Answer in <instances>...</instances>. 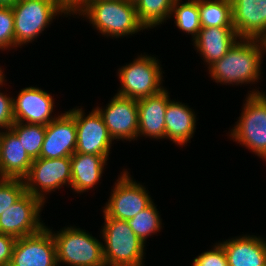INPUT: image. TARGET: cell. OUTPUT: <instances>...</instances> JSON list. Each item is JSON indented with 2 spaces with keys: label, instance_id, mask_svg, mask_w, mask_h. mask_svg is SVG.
Wrapping results in <instances>:
<instances>
[{
  "label": "cell",
  "instance_id": "cell-12",
  "mask_svg": "<svg viewBox=\"0 0 266 266\" xmlns=\"http://www.w3.org/2000/svg\"><path fill=\"white\" fill-rule=\"evenodd\" d=\"M106 105L104 109L98 106L95 109L105 122L110 137L117 141L137 140L139 122L137 100L115 94Z\"/></svg>",
  "mask_w": 266,
  "mask_h": 266
},
{
  "label": "cell",
  "instance_id": "cell-13",
  "mask_svg": "<svg viewBox=\"0 0 266 266\" xmlns=\"http://www.w3.org/2000/svg\"><path fill=\"white\" fill-rule=\"evenodd\" d=\"M9 266H58L55 241L47 226L16 239Z\"/></svg>",
  "mask_w": 266,
  "mask_h": 266
},
{
  "label": "cell",
  "instance_id": "cell-36",
  "mask_svg": "<svg viewBox=\"0 0 266 266\" xmlns=\"http://www.w3.org/2000/svg\"><path fill=\"white\" fill-rule=\"evenodd\" d=\"M263 44L264 53L266 52V36L261 39Z\"/></svg>",
  "mask_w": 266,
  "mask_h": 266
},
{
  "label": "cell",
  "instance_id": "cell-8",
  "mask_svg": "<svg viewBox=\"0 0 266 266\" xmlns=\"http://www.w3.org/2000/svg\"><path fill=\"white\" fill-rule=\"evenodd\" d=\"M126 170V171H125ZM118 177L111 196L103 208V212L111 218L127 221L134 218L139 212L147 208L152 202L146 188L130 177L124 169Z\"/></svg>",
  "mask_w": 266,
  "mask_h": 266
},
{
  "label": "cell",
  "instance_id": "cell-24",
  "mask_svg": "<svg viewBox=\"0 0 266 266\" xmlns=\"http://www.w3.org/2000/svg\"><path fill=\"white\" fill-rule=\"evenodd\" d=\"M138 20L146 29H153L171 17L175 0H133Z\"/></svg>",
  "mask_w": 266,
  "mask_h": 266
},
{
  "label": "cell",
  "instance_id": "cell-17",
  "mask_svg": "<svg viewBox=\"0 0 266 266\" xmlns=\"http://www.w3.org/2000/svg\"><path fill=\"white\" fill-rule=\"evenodd\" d=\"M170 95L163 89L155 95L137 100L138 103V137L164 139L165 138V112Z\"/></svg>",
  "mask_w": 266,
  "mask_h": 266
},
{
  "label": "cell",
  "instance_id": "cell-18",
  "mask_svg": "<svg viewBox=\"0 0 266 266\" xmlns=\"http://www.w3.org/2000/svg\"><path fill=\"white\" fill-rule=\"evenodd\" d=\"M265 238L243 235L218 242L225 251L228 266H266Z\"/></svg>",
  "mask_w": 266,
  "mask_h": 266
},
{
  "label": "cell",
  "instance_id": "cell-25",
  "mask_svg": "<svg viewBox=\"0 0 266 266\" xmlns=\"http://www.w3.org/2000/svg\"><path fill=\"white\" fill-rule=\"evenodd\" d=\"M175 19V25L184 33L191 34L194 39L201 30L198 0H175L172 6L171 16Z\"/></svg>",
  "mask_w": 266,
  "mask_h": 266
},
{
  "label": "cell",
  "instance_id": "cell-15",
  "mask_svg": "<svg viewBox=\"0 0 266 266\" xmlns=\"http://www.w3.org/2000/svg\"><path fill=\"white\" fill-rule=\"evenodd\" d=\"M76 144L75 118L68 111H65L46 125V133L39 158L70 157L76 152Z\"/></svg>",
  "mask_w": 266,
  "mask_h": 266
},
{
  "label": "cell",
  "instance_id": "cell-19",
  "mask_svg": "<svg viewBox=\"0 0 266 266\" xmlns=\"http://www.w3.org/2000/svg\"><path fill=\"white\" fill-rule=\"evenodd\" d=\"M239 39L233 27H208L201 28L192 41L209 67L227 54Z\"/></svg>",
  "mask_w": 266,
  "mask_h": 266
},
{
  "label": "cell",
  "instance_id": "cell-23",
  "mask_svg": "<svg viewBox=\"0 0 266 266\" xmlns=\"http://www.w3.org/2000/svg\"><path fill=\"white\" fill-rule=\"evenodd\" d=\"M202 28L233 27L231 0H198Z\"/></svg>",
  "mask_w": 266,
  "mask_h": 266
},
{
  "label": "cell",
  "instance_id": "cell-4",
  "mask_svg": "<svg viewBox=\"0 0 266 266\" xmlns=\"http://www.w3.org/2000/svg\"><path fill=\"white\" fill-rule=\"evenodd\" d=\"M58 266H106L103 256V242L86 230L75 226L64 227L53 232Z\"/></svg>",
  "mask_w": 266,
  "mask_h": 266
},
{
  "label": "cell",
  "instance_id": "cell-22",
  "mask_svg": "<svg viewBox=\"0 0 266 266\" xmlns=\"http://www.w3.org/2000/svg\"><path fill=\"white\" fill-rule=\"evenodd\" d=\"M195 112L182 102L170 100L165 112V139L185 146L196 129Z\"/></svg>",
  "mask_w": 266,
  "mask_h": 266
},
{
  "label": "cell",
  "instance_id": "cell-34",
  "mask_svg": "<svg viewBox=\"0 0 266 266\" xmlns=\"http://www.w3.org/2000/svg\"><path fill=\"white\" fill-rule=\"evenodd\" d=\"M19 0H0V6H8L12 7L16 4Z\"/></svg>",
  "mask_w": 266,
  "mask_h": 266
},
{
  "label": "cell",
  "instance_id": "cell-20",
  "mask_svg": "<svg viewBox=\"0 0 266 266\" xmlns=\"http://www.w3.org/2000/svg\"><path fill=\"white\" fill-rule=\"evenodd\" d=\"M17 135L11 130H2L0 142V178L24 179L32 164Z\"/></svg>",
  "mask_w": 266,
  "mask_h": 266
},
{
  "label": "cell",
  "instance_id": "cell-16",
  "mask_svg": "<svg viewBox=\"0 0 266 266\" xmlns=\"http://www.w3.org/2000/svg\"><path fill=\"white\" fill-rule=\"evenodd\" d=\"M233 28L240 38L266 36V0H231Z\"/></svg>",
  "mask_w": 266,
  "mask_h": 266
},
{
  "label": "cell",
  "instance_id": "cell-32",
  "mask_svg": "<svg viewBox=\"0 0 266 266\" xmlns=\"http://www.w3.org/2000/svg\"><path fill=\"white\" fill-rule=\"evenodd\" d=\"M16 238L0 233V266H9Z\"/></svg>",
  "mask_w": 266,
  "mask_h": 266
},
{
  "label": "cell",
  "instance_id": "cell-5",
  "mask_svg": "<svg viewBox=\"0 0 266 266\" xmlns=\"http://www.w3.org/2000/svg\"><path fill=\"white\" fill-rule=\"evenodd\" d=\"M247 95L229 136L266 161V97L255 89Z\"/></svg>",
  "mask_w": 266,
  "mask_h": 266
},
{
  "label": "cell",
  "instance_id": "cell-21",
  "mask_svg": "<svg viewBox=\"0 0 266 266\" xmlns=\"http://www.w3.org/2000/svg\"><path fill=\"white\" fill-rule=\"evenodd\" d=\"M71 159V189L76 193L88 192L99 183L107 165V159L101 155L73 153Z\"/></svg>",
  "mask_w": 266,
  "mask_h": 266
},
{
  "label": "cell",
  "instance_id": "cell-30",
  "mask_svg": "<svg viewBox=\"0 0 266 266\" xmlns=\"http://www.w3.org/2000/svg\"><path fill=\"white\" fill-rule=\"evenodd\" d=\"M215 244L209 251L202 252L195 257L192 266H228L223 247L219 243Z\"/></svg>",
  "mask_w": 266,
  "mask_h": 266
},
{
  "label": "cell",
  "instance_id": "cell-31",
  "mask_svg": "<svg viewBox=\"0 0 266 266\" xmlns=\"http://www.w3.org/2000/svg\"><path fill=\"white\" fill-rule=\"evenodd\" d=\"M14 123L13 96L0 92V128L10 129Z\"/></svg>",
  "mask_w": 266,
  "mask_h": 266
},
{
  "label": "cell",
  "instance_id": "cell-2",
  "mask_svg": "<svg viewBox=\"0 0 266 266\" xmlns=\"http://www.w3.org/2000/svg\"><path fill=\"white\" fill-rule=\"evenodd\" d=\"M78 15L106 37H128L146 29L138 20L133 0L89 1Z\"/></svg>",
  "mask_w": 266,
  "mask_h": 266
},
{
  "label": "cell",
  "instance_id": "cell-9",
  "mask_svg": "<svg viewBox=\"0 0 266 266\" xmlns=\"http://www.w3.org/2000/svg\"><path fill=\"white\" fill-rule=\"evenodd\" d=\"M71 159L37 158L32 161L28 175L23 179L26 192L46 202L47 193L59 190L63 185L71 186ZM66 184V185H65Z\"/></svg>",
  "mask_w": 266,
  "mask_h": 266
},
{
  "label": "cell",
  "instance_id": "cell-7",
  "mask_svg": "<svg viewBox=\"0 0 266 266\" xmlns=\"http://www.w3.org/2000/svg\"><path fill=\"white\" fill-rule=\"evenodd\" d=\"M15 48L33 42L55 16L65 15L55 0H19L12 6Z\"/></svg>",
  "mask_w": 266,
  "mask_h": 266
},
{
  "label": "cell",
  "instance_id": "cell-35",
  "mask_svg": "<svg viewBox=\"0 0 266 266\" xmlns=\"http://www.w3.org/2000/svg\"><path fill=\"white\" fill-rule=\"evenodd\" d=\"M3 73H4V72L2 71V68L0 67V87H1V86L3 87V84H5L4 82L6 81V80H5V76H6V75H4Z\"/></svg>",
  "mask_w": 266,
  "mask_h": 266
},
{
  "label": "cell",
  "instance_id": "cell-14",
  "mask_svg": "<svg viewBox=\"0 0 266 266\" xmlns=\"http://www.w3.org/2000/svg\"><path fill=\"white\" fill-rule=\"evenodd\" d=\"M54 103L53 96L41 88H23L13 97L14 122L46 126L57 117L52 116Z\"/></svg>",
  "mask_w": 266,
  "mask_h": 266
},
{
  "label": "cell",
  "instance_id": "cell-33",
  "mask_svg": "<svg viewBox=\"0 0 266 266\" xmlns=\"http://www.w3.org/2000/svg\"><path fill=\"white\" fill-rule=\"evenodd\" d=\"M58 7L65 15L79 14L89 3L90 0H55Z\"/></svg>",
  "mask_w": 266,
  "mask_h": 266
},
{
  "label": "cell",
  "instance_id": "cell-1",
  "mask_svg": "<svg viewBox=\"0 0 266 266\" xmlns=\"http://www.w3.org/2000/svg\"><path fill=\"white\" fill-rule=\"evenodd\" d=\"M263 55L261 39L240 38L227 54L207 68L216 83L255 84L261 79Z\"/></svg>",
  "mask_w": 266,
  "mask_h": 266
},
{
  "label": "cell",
  "instance_id": "cell-11",
  "mask_svg": "<svg viewBox=\"0 0 266 266\" xmlns=\"http://www.w3.org/2000/svg\"><path fill=\"white\" fill-rule=\"evenodd\" d=\"M74 118L77 129L76 152L109 158L112 141L99 112L94 108L87 116L82 108L68 111Z\"/></svg>",
  "mask_w": 266,
  "mask_h": 266
},
{
  "label": "cell",
  "instance_id": "cell-28",
  "mask_svg": "<svg viewBox=\"0 0 266 266\" xmlns=\"http://www.w3.org/2000/svg\"><path fill=\"white\" fill-rule=\"evenodd\" d=\"M25 193L23 179L0 178V216Z\"/></svg>",
  "mask_w": 266,
  "mask_h": 266
},
{
  "label": "cell",
  "instance_id": "cell-29",
  "mask_svg": "<svg viewBox=\"0 0 266 266\" xmlns=\"http://www.w3.org/2000/svg\"><path fill=\"white\" fill-rule=\"evenodd\" d=\"M15 47L14 17L12 7L0 6V49Z\"/></svg>",
  "mask_w": 266,
  "mask_h": 266
},
{
  "label": "cell",
  "instance_id": "cell-37",
  "mask_svg": "<svg viewBox=\"0 0 266 266\" xmlns=\"http://www.w3.org/2000/svg\"><path fill=\"white\" fill-rule=\"evenodd\" d=\"M1 137H2V130L0 131V142H1Z\"/></svg>",
  "mask_w": 266,
  "mask_h": 266
},
{
  "label": "cell",
  "instance_id": "cell-10",
  "mask_svg": "<svg viewBox=\"0 0 266 266\" xmlns=\"http://www.w3.org/2000/svg\"><path fill=\"white\" fill-rule=\"evenodd\" d=\"M44 202L25 193L0 216V233L21 238L42 231L46 225L40 218ZM42 221V222H41Z\"/></svg>",
  "mask_w": 266,
  "mask_h": 266
},
{
  "label": "cell",
  "instance_id": "cell-3",
  "mask_svg": "<svg viewBox=\"0 0 266 266\" xmlns=\"http://www.w3.org/2000/svg\"><path fill=\"white\" fill-rule=\"evenodd\" d=\"M103 256L106 266H145V244L136 236L127 221L108 217L103 212ZM144 264V265H143Z\"/></svg>",
  "mask_w": 266,
  "mask_h": 266
},
{
  "label": "cell",
  "instance_id": "cell-27",
  "mask_svg": "<svg viewBox=\"0 0 266 266\" xmlns=\"http://www.w3.org/2000/svg\"><path fill=\"white\" fill-rule=\"evenodd\" d=\"M162 219L155 203L139 212L134 218L127 220L128 225L136 236L146 244V239L159 232L162 228ZM153 233V234H152Z\"/></svg>",
  "mask_w": 266,
  "mask_h": 266
},
{
  "label": "cell",
  "instance_id": "cell-6",
  "mask_svg": "<svg viewBox=\"0 0 266 266\" xmlns=\"http://www.w3.org/2000/svg\"><path fill=\"white\" fill-rule=\"evenodd\" d=\"M160 61L153 55H139L132 63L118 69L121 88L117 94L130 99L155 95L164 89Z\"/></svg>",
  "mask_w": 266,
  "mask_h": 266
},
{
  "label": "cell",
  "instance_id": "cell-26",
  "mask_svg": "<svg viewBox=\"0 0 266 266\" xmlns=\"http://www.w3.org/2000/svg\"><path fill=\"white\" fill-rule=\"evenodd\" d=\"M10 129L17 135L32 160L40 157L46 133L45 125L14 122Z\"/></svg>",
  "mask_w": 266,
  "mask_h": 266
}]
</instances>
